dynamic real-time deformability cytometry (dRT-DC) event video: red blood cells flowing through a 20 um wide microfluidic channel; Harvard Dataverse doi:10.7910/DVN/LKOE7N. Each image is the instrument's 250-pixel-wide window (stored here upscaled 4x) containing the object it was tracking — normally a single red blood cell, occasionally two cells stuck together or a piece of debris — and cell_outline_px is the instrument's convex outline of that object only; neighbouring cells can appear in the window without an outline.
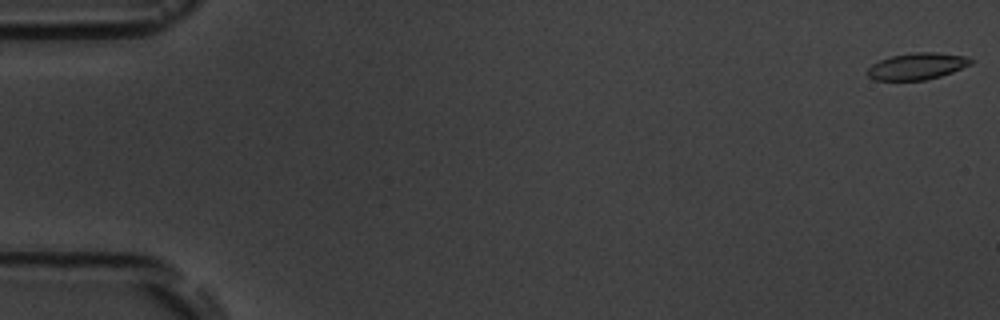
{"species": "common noctule bat (a hibernating species)", "species_latin": "Nyctalus noctula", "temperature_condition": "room temperature", "stored_images_in_passage": 8, "camera_frame_rate_fps": 3000, "um_per_image_px": 0.085, "animal": {"sex": "male", "body_mass_g": 19.5, "forearm_length_mm": 54.6}, "frame": {"image": 1, "passage_image": 1, "time_ms": 0.0, "image_size_px": [1000, 320], "cell_outline_px": [[972, 64], [952, 72], [940, 76], [924, 80], [876, 80], [868, 76], [868, 68], [872, 64], [880, 60], [892, 56], [916, 52], [936, 52], [968, 56], [972, 60]], "centroid_in_image_um": [77.98, 5.62], "position_along_channel_um": 7.0, "area_um2": 15.95}}
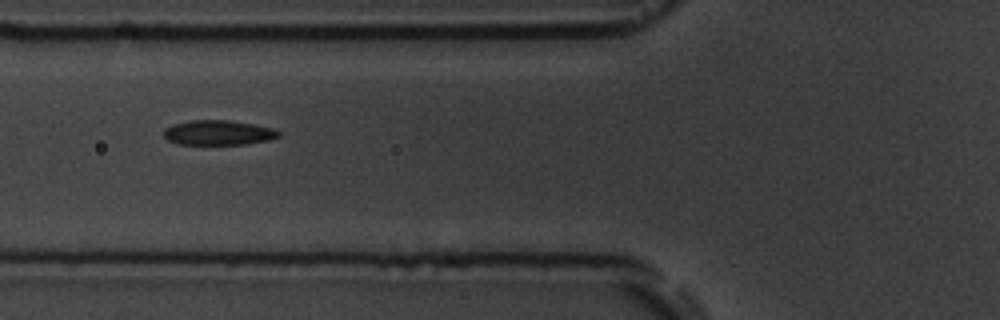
{"frame": {"image": 2, "passage_image": 7, "time_ms": 7.0, "image_size_px": [1000, 320], "cell_outline_px": [[280, 136], [268, 140], [244, 144], [176, 144], [168, 140], [164, 136], [164, 128], [172, 124], [188, 120], [228, 120], [276, 128], [280, 132]], "centroid_in_image_um": [18.54, 11.27], "position_along_channel_um": 107.3, "area_um2": 16.7}}
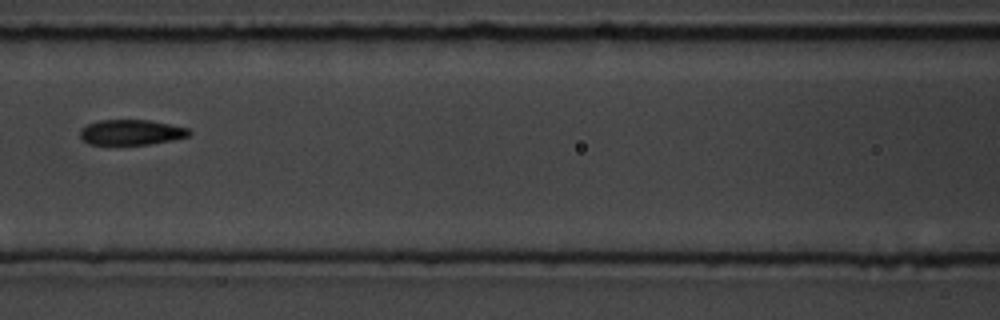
{"frame": {"image": 3, "passage_image": 8, "time_ms": 8.333, "image_size_px": [1000, 320], "cell_outline_px": [[192, 132], [188, 136], [172, 140], [148, 144], [88, 144], [80, 136], [80, 128], [88, 124], [100, 120], [148, 120], [188, 128]], "centroid_in_image_um": [11.14, 11.24], "position_along_channel_um": 155.5, "area_um2": 15.9}}